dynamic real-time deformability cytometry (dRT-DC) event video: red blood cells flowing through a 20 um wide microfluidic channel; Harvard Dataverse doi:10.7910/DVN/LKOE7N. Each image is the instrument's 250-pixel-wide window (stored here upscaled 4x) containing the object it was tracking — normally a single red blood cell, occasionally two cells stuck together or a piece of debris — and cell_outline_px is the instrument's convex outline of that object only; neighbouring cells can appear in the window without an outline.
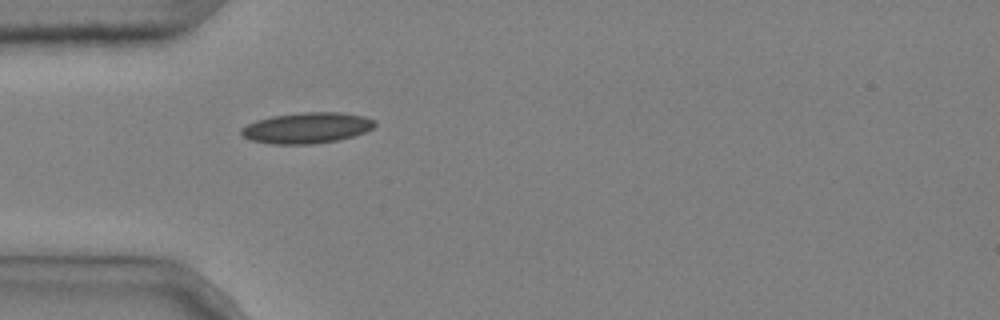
{"species": "common noctule bat (a hibernating species)", "species_latin": "Nyctalus noctula", "temperature_condition": "cold", "stored_images_in_passage": 4, "camera_frame_rate_fps": 3000, "um_per_image_px": 0.085, "animal": {"sex": "male", "body_mass_g": 20.4}, "frame": {"image": 1, "passage_image": 4, "time_ms": 1.0, "image_size_px": [1000, 320], "cell_outline_px": [[376, 124], [372, 128], [364, 132], [352, 136], [336, 140], [312, 144], [272, 144], [252, 140], [244, 136], [240, 132], [240, 128], [256, 120], [272, 116], [300, 112], [340, 112], [364, 116], [376, 120]], "centroid_in_image_um": [26.08, 10.86], "position_along_channel_um": 58.9, "area_um2": 23.93}}